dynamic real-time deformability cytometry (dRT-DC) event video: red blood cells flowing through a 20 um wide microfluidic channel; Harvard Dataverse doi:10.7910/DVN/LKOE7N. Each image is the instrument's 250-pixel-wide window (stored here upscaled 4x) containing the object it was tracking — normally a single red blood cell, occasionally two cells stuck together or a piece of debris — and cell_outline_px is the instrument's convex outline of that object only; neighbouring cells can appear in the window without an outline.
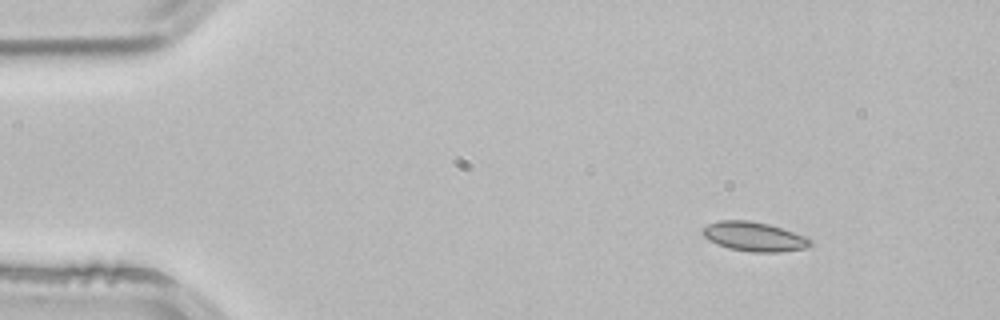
{"species": "common noctule bat (a hibernating species)", "species_latin": "Nyctalus noctula", "temperature_condition": "room temperature", "stored_images_in_passage": 2, "camera_frame_rate_fps": 3000, "um_per_image_px": 0.085, "animal": {"sex": "male", "body_mass_g": 21.5, "forearm_length_mm": 52.0}, "frame": {"image": 1, "passage_image": 1, "time_ms": 0.0, "image_size_px": [1000, 320], "cell_outline_px": [[812, 244], [804, 248], [780, 252], [752, 252], [728, 248], [716, 244], [708, 240], [700, 232], [708, 224], [720, 220], [748, 220], [768, 224], [808, 236], [812, 240]], "centroid_in_image_um": [64.1, 20.11], "position_along_channel_um": 20.9, "area_um2": 18.5}}